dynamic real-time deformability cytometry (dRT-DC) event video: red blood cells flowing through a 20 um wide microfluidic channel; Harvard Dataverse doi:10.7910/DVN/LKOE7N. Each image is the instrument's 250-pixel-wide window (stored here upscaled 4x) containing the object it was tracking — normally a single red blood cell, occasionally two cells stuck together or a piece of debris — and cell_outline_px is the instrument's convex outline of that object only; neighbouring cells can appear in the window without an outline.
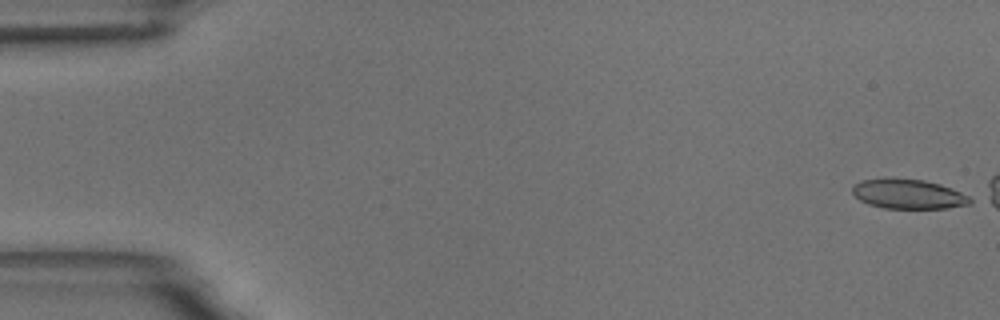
{"species": "common noctule bat (a hibernating species)", "species_latin": "Nyctalus noctula", "temperature_condition": "room temperature", "stored_images_in_passage": 12, "camera_frame_rate_fps": 3000, "um_per_image_px": 0.085, "animal": {"sex": "male", "body_mass_g": 18.8}, "frame": {"image": 1, "passage_image": 1, "time_ms": 0.0, "image_size_px": [1000, 320], "cell_outline_px": [[976, 200], [972, 204], [948, 208], [884, 208], [868, 204], [860, 200], [852, 192], [852, 184], [864, 180], [892, 176], [924, 180], [940, 184], [952, 188]], "centroid_in_image_um": [77.22, 16.47], "position_along_channel_um": 7.8, "area_um2": 20.81}}